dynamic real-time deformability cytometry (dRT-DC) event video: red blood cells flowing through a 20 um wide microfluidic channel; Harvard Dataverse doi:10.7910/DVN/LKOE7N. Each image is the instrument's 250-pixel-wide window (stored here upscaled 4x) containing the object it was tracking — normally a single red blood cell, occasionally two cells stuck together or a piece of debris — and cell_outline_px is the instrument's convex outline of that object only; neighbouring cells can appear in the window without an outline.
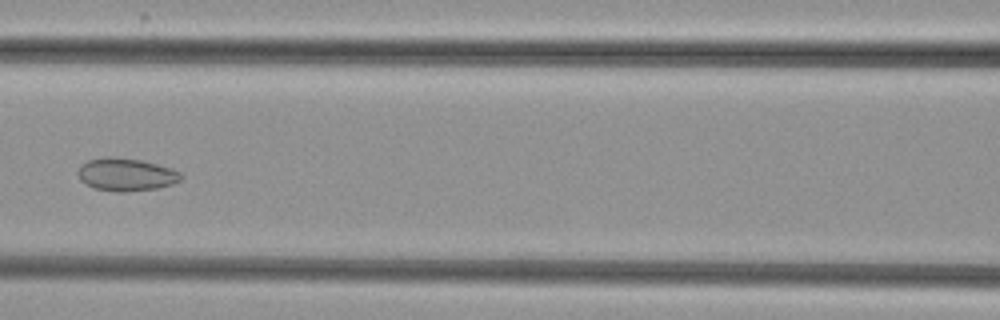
{"species": "common noctule bat (a hibernating species)", "species_latin": "Nyctalus noctula", "temperature_condition": "cold", "stored_images_in_passage": 6, "camera_frame_rate_fps": 3000, "um_per_image_px": 0.085, "animal": {"sex": "female", "body_mass_g": 29.2, "forearm_length_mm": 56.3}, "frame": {"image": 1, "passage_image": 6, "time_ms": 5.667, "image_size_px": [1000, 320], "cell_outline_px": [[184, 176], [180, 180], [172, 184], [156, 188], [124, 192], [116, 192], [92, 188], [80, 180], [76, 172], [80, 164], [88, 160], [108, 156], [112, 156], [140, 160], [172, 168], [180, 172]], "centroid_in_image_um": [10.68, 14.83], "position_along_channel_um": 155.9, "area_um2": 19.88}}